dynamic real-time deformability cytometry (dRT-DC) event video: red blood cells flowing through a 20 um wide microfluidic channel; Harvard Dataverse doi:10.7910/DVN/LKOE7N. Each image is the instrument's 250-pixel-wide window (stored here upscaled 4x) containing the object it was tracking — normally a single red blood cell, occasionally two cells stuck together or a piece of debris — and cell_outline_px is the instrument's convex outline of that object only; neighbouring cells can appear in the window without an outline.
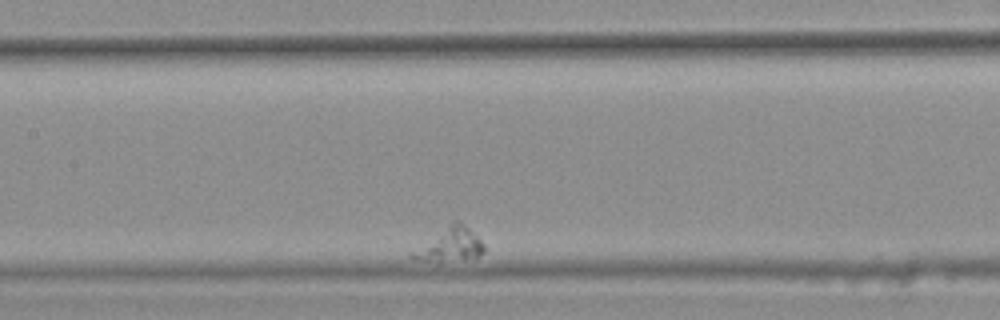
{"species": "common noctule bat (a hibernating species)", "species_latin": "Nyctalus noctula", "temperature_condition": "warm", "stored_images_in_passage": 13, "camera_frame_rate_fps": 3000, "um_per_image_px": 0.085, "animal": {"sex": "female", "body_mass_g": 25.1}, "frame": {"image": 1, "passage_image": 6, "time_ms": 1.667, "image_size_px": [1000, 320], "cell_outline_px": [[484, 252], [480, 256], [440, 260], [408, 256], [412, 252], [456, 220], [460, 220], [484, 244]], "centroid_in_image_um": [38.35, 20.76], "position_along_channel_um": 169.0, "area_um2": 12.6}}
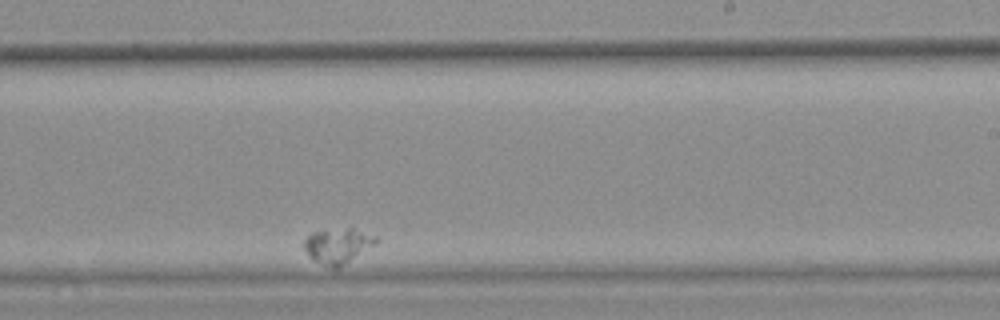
{"frame": {"image": 2, "passage_image": 9, "time_ms": 2.667, "image_size_px": [1000, 320], "cell_outline_px": [[380, 240], [376, 244], [336, 268], [332, 268], [312, 260], [308, 256], [304, 248], [304, 240], [312, 232], [348, 228], [352, 228], [376, 236]], "centroid_in_image_um": [28.7, 20.88], "position_along_channel_um": 260.3, "area_um2": 14.45}}
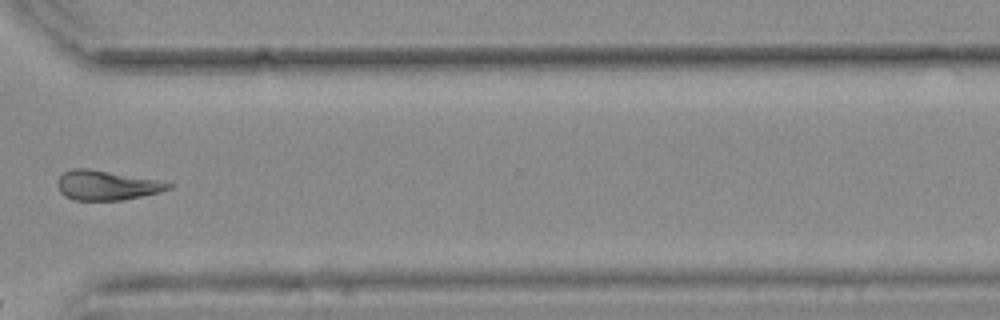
{"frame": {"image": 3, "passage_image": 12, "time_ms": 3.667, "image_size_px": [1000, 320], "cell_outline_px": [[172, 188], [124, 200], [72, 200], [64, 196], [60, 192], [56, 184], [56, 180], [64, 172], [72, 168], [88, 168], [156, 180], [172, 184]], "centroid_in_image_um": [8.97, 15.75], "position_along_channel_um": 361.6, "area_um2": 18.96}}